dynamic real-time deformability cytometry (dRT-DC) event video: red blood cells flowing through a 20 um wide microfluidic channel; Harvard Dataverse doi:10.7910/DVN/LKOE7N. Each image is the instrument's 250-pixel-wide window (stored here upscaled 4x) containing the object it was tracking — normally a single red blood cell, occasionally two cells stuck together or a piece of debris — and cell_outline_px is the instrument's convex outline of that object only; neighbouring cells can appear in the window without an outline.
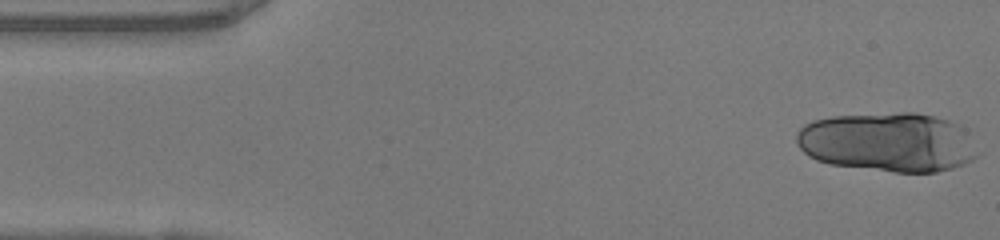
{"species": "human", "species_latin": "Homo sapiens", "temperature_condition": "warm", "stored_images_in_passage": 35, "camera_frame_rate_fps": 3000, "um_per_image_px": 0.085, "donor": {"sex": "female"}, "frame": {"image": 1, "passage_image": 1, "time_ms": 0.0, "image_size_px": [1000, 240], "cell_outline_px": [[984, 152], [980, 156], [964, 164], [952, 168], [936, 172], [896, 172], [828, 164], [816, 160], [808, 156], [800, 148], [796, 140], [796, 132], [804, 124], [812, 120], [832, 116], [900, 112], [916, 112], [948, 120], [960, 124], [968, 128]], "centroid_in_image_um": [75.58, 12.08], "position_along_channel_um": 9.4, "area_um2": 64.04}}
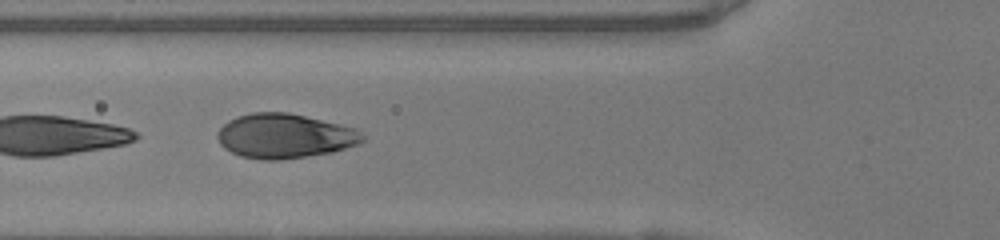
{"frame": {"image": 2, "passage_image": 17, "time_ms": 5.333, "image_size_px": [1000, 240], "cell_outline_px": [[364, 140], [360, 144], [332, 152], [280, 160], [260, 160], [240, 156], [224, 148], [220, 144], [216, 136], [216, 132], [228, 120], [236, 116], [252, 112], [288, 112], [340, 124], [356, 128], [364, 136]], "centroid_in_image_um": [24.17, 11.56], "position_along_channel_um": 101.6, "area_um2": 37.86}}